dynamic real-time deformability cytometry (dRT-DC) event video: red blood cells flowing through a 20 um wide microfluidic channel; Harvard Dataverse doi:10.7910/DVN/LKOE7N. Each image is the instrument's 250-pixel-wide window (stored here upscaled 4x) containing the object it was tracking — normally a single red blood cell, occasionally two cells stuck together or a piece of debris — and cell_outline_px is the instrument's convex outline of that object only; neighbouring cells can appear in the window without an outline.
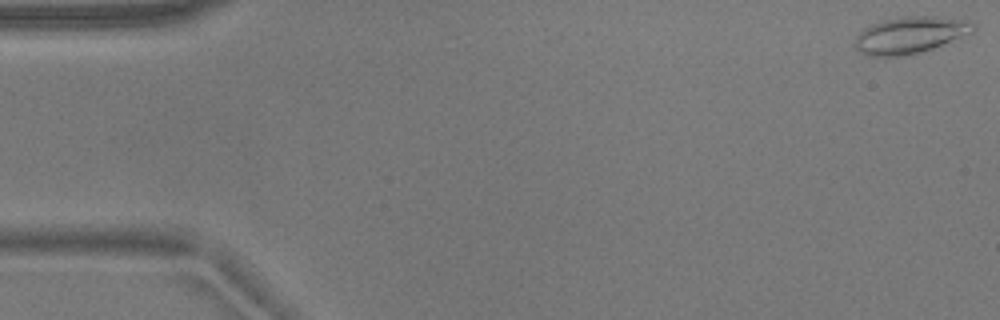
{"species": "common noctule bat (a hibernating species)", "species_latin": "Nyctalus noctula", "temperature_condition": "warm", "stored_images_in_passage": 54, "camera_frame_rate_fps": 3000, "um_per_image_px": 0.085, "animal": {"sex": "male", "body_mass_g": 17.9}, "frame": {"image": 1, "passage_image": 1, "time_ms": 0.0, "image_size_px": [1000, 320], "cell_outline_px": [[976, 28], [972, 32], [932, 48], [920, 52], [904, 56], [868, 56], [860, 52], [856, 48], [856, 36], [864, 28], [872, 24], [884, 20], [904, 16], [936, 16], [972, 20], [976, 24]], "centroid_in_image_um": [77.39, 2.96], "position_along_channel_um": 7.6, "area_um2": 25.26}}
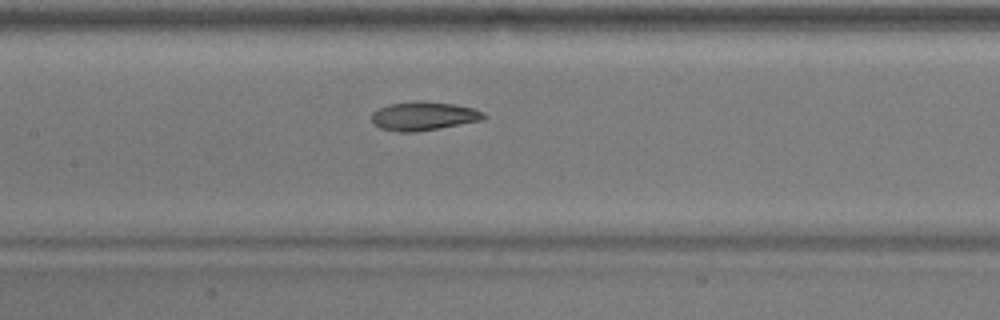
{"frame": {"image": 2, "passage_image": 25, "time_ms": 8.0, "image_size_px": [1000, 320], "cell_outline_px": [[488, 116], [480, 120], [440, 128], [416, 132], [400, 132], [380, 128], [372, 124], [372, 112], [388, 104], [416, 100], [420, 100], [456, 104], [472, 108], [484, 112]], "centroid_in_image_um": [35.98, 9.85], "position_along_channel_um": 171.4, "area_um2": 18.9}}
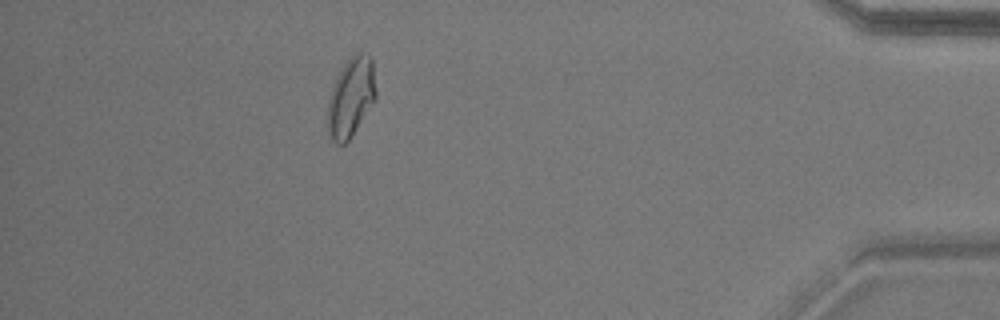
{"frame": {"image": 3, "passage_image": 48, "time_ms": 15.667, "image_size_px": [1000, 320], "cell_outline_px": [[376, 96], [348, 140], [344, 144], [336, 144], [328, 136], [328, 100], [336, 76], [344, 64], [356, 52], [368, 52], [372, 56], [376, 92]], "centroid_in_image_um": [29.82, 8.22], "position_along_channel_um": 405.4, "area_um2": 22.02}, "authors_computed_cell_mechanics": {"area_um2": 20.1722, "velocity_mm_per_s": 3.7215, "shape_relaxation_time_tau1_ms": null, "shape_relaxation_time_tau2_ms": 3.1508, "deformation_change_tau1": null, "deformation_change_tau2": 0.0896}}